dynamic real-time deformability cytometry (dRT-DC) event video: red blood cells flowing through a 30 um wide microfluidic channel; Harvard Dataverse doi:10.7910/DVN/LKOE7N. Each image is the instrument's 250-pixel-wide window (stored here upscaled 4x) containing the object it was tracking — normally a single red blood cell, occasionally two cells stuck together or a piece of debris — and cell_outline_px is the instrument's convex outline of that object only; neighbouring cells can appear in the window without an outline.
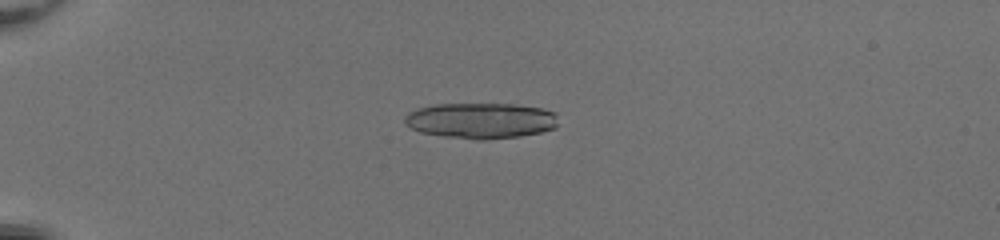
{"species": "common noctule bat (a hibernating species)", "species_latin": "Nyctalus noctula", "temperature_condition": "room temperature", "stored_images_in_passage": 53, "camera_frame_rate_fps": 3000, "um_per_image_px": 0.085, "animal": {"sex": "female", "body_mass_g": 20.0, "forearm_length_mm": 54.0}, "frame": {"image": 1, "passage_image": 16, "time_ms": 5.0, "image_size_px": [1000, 240], "cell_outline_px": [[556, 128], [540, 132], [520, 136], [488, 140], [476, 140], [444, 136], [420, 132], [404, 124], [404, 116], [408, 112], [416, 108], [436, 104], [516, 104], [540, 108], [556, 112]], "centroid_in_image_um": [40.85, 10.25], "position_along_channel_um": 44.2, "area_um2": 32.19}}
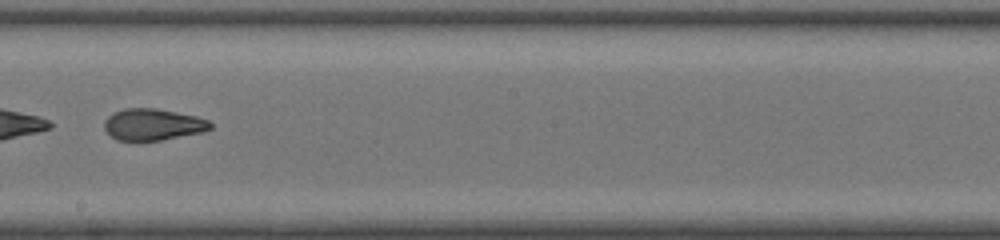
{"frame": {"image": 2, "passage_image": 34, "time_ms": 11.0, "image_size_px": [1000, 240], "cell_outline_px": [[212, 128], [204, 132], [160, 140], [116, 140], [104, 128], [104, 120], [112, 112], [124, 108], [156, 108], [196, 116], [208, 120], [212, 124]], "centroid_in_image_um": [12.99, 10.57], "position_along_channel_um": 235.2, "area_um2": 19.54}}
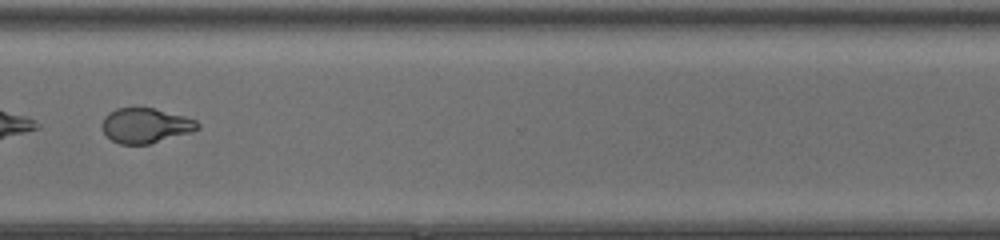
{"frame": {"image": 3, "passage_image": 43, "time_ms": 14.0, "image_size_px": [1000, 240], "cell_outline_px": [[200, 128], [192, 132], [148, 144], [120, 144], [112, 140], [104, 132], [100, 124], [104, 116], [108, 112], [116, 108], [152, 108], [184, 116], [196, 120], [200, 124]], "centroid_in_image_um": [12.35, 10.67], "position_along_channel_um": 358.2, "area_um2": 19.42}}